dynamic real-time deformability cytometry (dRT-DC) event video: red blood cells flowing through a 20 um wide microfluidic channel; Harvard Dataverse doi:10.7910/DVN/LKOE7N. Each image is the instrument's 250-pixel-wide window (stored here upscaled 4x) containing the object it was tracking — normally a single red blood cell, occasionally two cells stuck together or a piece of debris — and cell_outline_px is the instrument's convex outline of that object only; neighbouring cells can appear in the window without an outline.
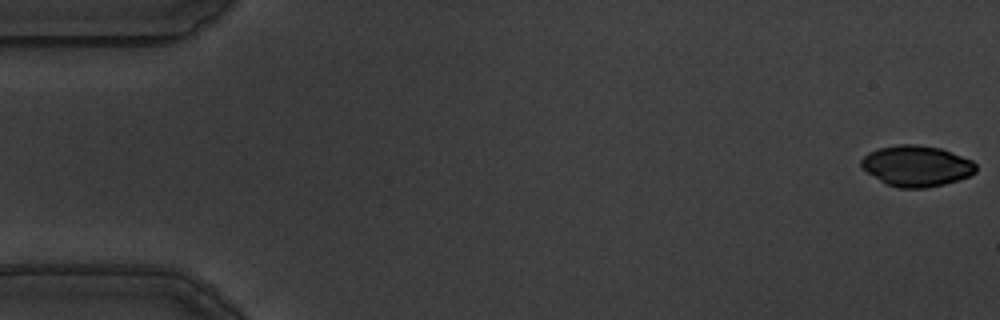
{"species": "common noctule bat (a hibernating species)", "species_latin": "Nyctalus noctula", "temperature_condition": "warm", "stored_images_in_passage": 56, "camera_frame_rate_fps": 3000, "um_per_image_px": 0.085, "animal": {"sex": "male", "body_mass_g": 19.5, "forearm_length_mm": 54.6}, "frame": {"image": 1, "passage_image": 1, "time_ms": 0.0, "image_size_px": [1000, 320], "cell_outline_px": [[976, 172], [968, 176], [944, 184], [924, 188], [900, 188], [884, 184], [868, 172], [860, 164], [860, 160], [868, 152], [880, 148], [900, 144], [916, 144], [940, 148], [972, 160], [976, 164]], "centroid_in_image_um": [77.89, 14.11], "position_along_channel_um": 7.1, "area_um2": 27.17}}
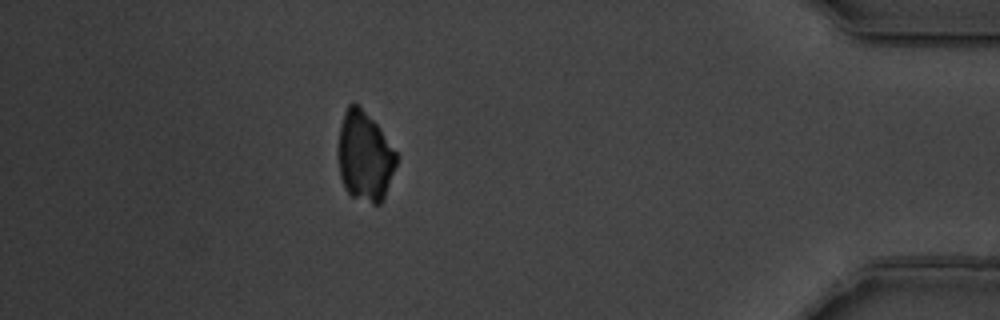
{"frame": {"image": 2, "passage_image": 50, "time_ms": 16.333, "image_size_px": [1000, 320], "cell_outline_px": [[400, 156], [384, 196], [380, 204], [372, 204], [352, 196], [344, 188], [340, 176], [340, 124], [344, 112], [348, 104], [356, 104], [380, 128]], "centroid_in_image_um": [31.04, 13.31], "position_along_channel_um": 404.2, "area_um2": 30.0}}